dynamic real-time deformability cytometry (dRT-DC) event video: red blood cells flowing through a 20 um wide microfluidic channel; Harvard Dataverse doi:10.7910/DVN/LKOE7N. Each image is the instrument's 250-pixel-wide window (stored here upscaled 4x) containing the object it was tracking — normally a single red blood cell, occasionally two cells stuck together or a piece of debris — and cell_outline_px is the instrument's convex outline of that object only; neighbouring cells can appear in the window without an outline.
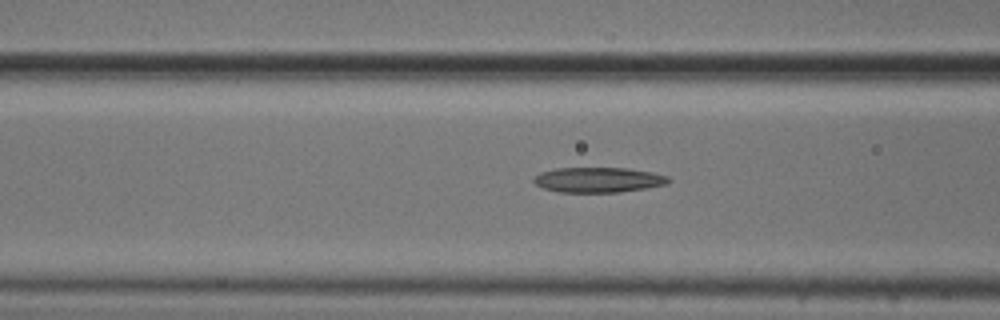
{"species": "common noctule bat (a hibernating species)", "species_latin": "Nyctalus noctula", "temperature_condition": "cold", "stored_images_in_passage": 20, "camera_frame_rate_fps": 3000, "um_per_image_px": 0.085, "animal": {"sex": "male", "body_mass_g": 20.5, "forearm_length_mm": 52.5}, "frame": {"image": 1, "passage_image": 15, "time_ms": 4.667, "image_size_px": [1000, 320], "cell_outline_px": [[672, 180], [668, 184], [620, 192], [560, 192], [544, 188], [536, 184], [532, 180], [540, 172], [556, 168], [628, 168], [652, 172], [668, 176]], "centroid_in_image_um": [50.88, 15.28], "position_along_channel_um": 115.7, "area_um2": 19.71}}